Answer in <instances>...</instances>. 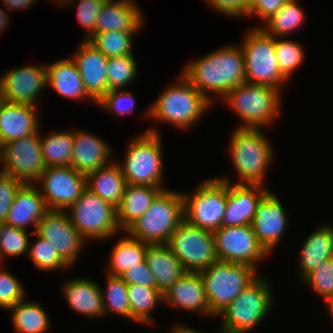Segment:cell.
Instances as JSON below:
<instances>
[{"instance_id":"obj_1","label":"cell","mask_w":333,"mask_h":333,"mask_svg":"<svg viewBox=\"0 0 333 333\" xmlns=\"http://www.w3.org/2000/svg\"><path fill=\"white\" fill-rule=\"evenodd\" d=\"M183 71V72H182ZM181 74L213 103L212 95L224 96L245 80V58L241 45H226L201 59L190 61Z\"/></svg>"},{"instance_id":"obj_2","label":"cell","mask_w":333,"mask_h":333,"mask_svg":"<svg viewBox=\"0 0 333 333\" xmlns=\"http://www.w3.org/2000/svg\"><path fill=\"white\" fill-rule=\"evenodd\" d=\"M178 83L169 85L150 109L147 116L150 119L172 123L181 129H189L205 112L211 108L209 101L197 88H195L182 74H179Z\"/></svg>"},{"instance_id":"obj_3","label":"cell","mask_w":333,"mask_h":333,"mask_svg":"<svg viewBox=\"0 0 333 333\" xmlns=\"http://www.w3.org/2000/svg\"><path fill=\"white\" fill-rule=\"evenodd\" d=\"M281 92L269 85L244 82L221 98L236 112L241 123L244 121L238 128L261 129L280 117Z\"/></svg>"},{"instance_id":"obj_4","label":"cell","mask_w":333,"mask_h":333,"mask_svg":"<svg viewBox=\"0 0 333 333\" xmlns=\"http://www.w3.org/2000/svg\"><path fill=\"white\" fill-rule=\"evenodd\" d=\"M169 190H163L125 233L148 244L167 243L184 220L183 193Z\"/></svg>"},{"instance_id":"obj_5","label":"cell","mask_w":333,"mask_h":333,"mask_svg":"<svg viewBox=\"0 0 333 333\" xmlns=\"http://www.w3.org/2000/svg\"><path fill=\"white\" fill-rule=\"evenodd\" d=\"M261 129L236 128L230 139V158L241 181L236 184L264 185L266 168L273 161L271 143Z\"/></svg>"},{"instance_id":"obj_6","label":"cell","mask_w":333,"mask_h":333,"mask_svg":"<svg viewBox=\"0 0 333 333\" xmlns=\"http://www.w3.org/2000/svg\"><path fill=\"white\" fill-rule=\"evenodd\" d=\"M156 129L150 128L130 141L124 163H119L127 184L163 186V148Z\"/></svg>"},{"instance_id":"obj_7","label":"cell","mask_w":333,"mask_h":333,"mask_svg":"<svg viewBox=\"0 0 333 333\" xmlns=\"http://www.w3.org/2000/svg\"><path fill=\"white\" fill-rule=\"evenodd\" d=\"M269 283L258 276L218 314L223 319L221 333H248L264 320L273 305Z\"/></svg>"},{"instance_id":"obj_8","label":"cell","mask_w":333,"mask_h":333,"mask_svg":"<svg viewBox=\"0 0 333 333\" xmlns=\"http://www.w3.org/2000/svg\"><path fill=\"white\" fill-rule=\"evenodd\" d=\"M205 286L210 316H217L253 282L256 268L242 263L217 261L199 272Z\"/></svg>"},{"instance_id":"obj_9","label":"cell","mask_w":333,"mask_h":333,"mask_svg":"<svg viewBox=\"0 0 333 333\" xmlns=\"http://www.w3.org/2000/svg\"><path fill=\"white\" fill-rule=\"evenodd\" d=\"M241 47L245 58L246 82L280 90L289 81L280 71L272 35L260 27H253L247 32Z\"/></svg>"},{"instance_id":"obj_10","label":"cell","mask_w":333,"mask_h":333,"mask_svg":"<svg viewBox=\"0 0 333 333\" xmlns=\"http://www.w3.org/2000/svg\"><path fill=\"white\" fill-rule=\"evenodd\" d=\"M68 209L72 224L86 241L108 240L121 231L117 223L116 207L87 187Z\"/></svg>"},{"instance_id":"obj_11","label":"cell","mask_w":333,"mask_h":333,"mask_svg":"<svg viewBox=\"0 0 333 333\" xmlns=\"http://www.w3.org/2000/svg\"><path fill=\"white\" fill-rule=\"evenodd\" d=\"M228 198V182L219 178L203 181L193 194L183 193L184 220L214 232L222 225Z\"/></svg>"},{"instance_id":"obj_12","label":"cell","mask_w":333,"mask_h":333,"mask_svg":"<svg viewBox=\"0 0 333 333\" xmlns=\"http://www.w3.org/2000/svg\"><path fill=\"white\" fill-rule=\"evenodd\" d=\"M167 244L186 272H201L218 261L213 232L185 220L171 234Z\"/></svg>"},{"instance_id":"obj_13","label":"cell","mask_w":333,"mask_h":333,"mask_svg":"<svg viewBox=\"0 0 333 333\" xmlns=\"http://www.w3.org/2000/svg\"><path fill=\"white\" fill-rule=\"evenodd\" d=\"M218 261L242 263L257 269L270 255L258 242L251 225L223 227L213 232Z\"/></svg>"},{"instance_id":"obj_14","label":"cell","mask_w":333,"mask_h":333,"mask_svg":"<svg viewBox=\"0 0 333 333\" xmlns=\"http://www.w3.org/2000/svg\"><path fill=\"white\" fill-rule=\"evenodd\" d=\"M39 133L1 145L4 174L11 175L24 184L38 180L46 168Z\"/></svg>"},{"instance_id":"obj_15","label":"cell","mask_w":333,"mask_h":333,"mask_svg":"<svg viewBox=\"0 0 333 333\" xmlns=\"http://www.w3.org/2000/svg\"><path fill=\"white\" fill-rule=\"evenodd\" d=\"M36 183L49 210H68L86 188V175L72 166L46 167Z\"/></svg>"},{"instance_id":"obj_16","label":"cell","mask_w":333,"mask_h":333,"mask_svg":"<svg viewBox=\"0 0 333 333\" xmlns=\"http://www.w3.org/2000/svg\"><path fill=\"white\" fill-rule=\"evenodd\" d=\"M36 233L46 239L70 266L86 243L66 210H49L39 221Z\"/></svg>"},{"instance_id":"obj_17","label":"cell","mask_w":333,"mask_h":333,"mask_svg":"<svg viewBox=\"0 0 333 333\" xmlns=\"http://www.w3.org/2000/svg\"><path fill=\"white\" fill-rule=\"evenodd\" d=\"M47 85L46 65H30L7 70L0 76V90L5 101L36 105L40 92Z\"/></svg>"},{"instance_id":"obj_18","label":"cell","mask_w":333,"mask_h":333,"mask_svg":"<svg viewBox=\"0 0 333 333\" xmlns=\"http://www.w3.org/2000/svg\"><path fill=\"white\" fill-rule=\"evenodd\" d=\"M217 178L228 182L227 205L221 226L251 225L258 203L270 191L268 187L259 184H231L226 177Z\"/></svg>"},{"instance_id":"obj_19","label":"cell","mask_w":333,"mask_h":333,"mask_svg":"<svg viewBox=\"0 0 333 333\" xmlns=\"http://www.w3.org/2000/svg\"><path fill=\"white\" fill-rule=\"evenodd\" d=\"M286 210L274 192L269 191L258 203L251 226L258 242L270 254L282 239L288 225Z\"/></svg>"},{"instance_id":"obj_20","label":"cell","mask_w":333,"mask_h":333,"mask_svg":"<svg viewBox=\"0 0 333 333\" xmlns=\"http://www.w3.org/2000/svg\"><path fill=\"white\" fill-rule=\"evenodd\" d=\"M73 55L72 60L78 68L87 93L98 102L109 91L108 58L88 40H82L77 52Z\"/></svg>"},{"instance_id":"obj_21","label":"cell","mask_w":333,"mask_h":333,"mask_svg":"<svg viewBox=\"0 0 333 333\" xmlns=\"http://www.w3.org/2000/svg\"><path fill=\"white\" fill-rule=\"evenodd\" d=\"M48 211L40 189L33 183L23 184L15 195L4 223L23 230L31 224L36 232L39 221Z\"/></svg>"},{"instance_id":"obj_22","label":"cell","mask_w":333,"mask_h":333,"mask_svg":"<svg viewBox=\"0 0 333 333\" xmlns=\"http://www.w3.org/2000/svg\"><path fill=\"white\" fill-rule=\"evenodd\" d=\"M135 0H106L97 15L95 34L108 31L138 32L143 15Z\"/></svg>"},{"instance_id":"obj_23","label":"cell","mask_w":333,"mask_h":333,"mask_svg":"<svg viewBox=\"0 0 333 333\" xmlns=\"http://www.w3.org/2000/svg\"><path fill=\"white\" fill-rule=\"evenodd\" d=\"M111 148L106 141L86 131H74L73 153L70 166L87 175L111 163Z\"/></svg>"},{"instance_id":"obj_24","label":"cell","mask_w":333,"mask_h":333,"mask_svg":"<svg viewBox=\"0 0 333 333\" xmlns=\"http://www.w3.org/2000/svg\"><path fill=\"white\" fill-rule=\"evenodd\" d=\"M38 106L5 101L0 108V145L40 132Z\"/></svg>"},{"instance_id":"obj_25","label":"cell","mask_w":333,"mask_h":333,"mask_svg":"<svg viewBox=\"0 0 333 333\" xmlns=\"http://www.w3.org/2000/svg\"><path fill=\"white\" fill-rule=\"evenodd\" d=\"M163 302L182 310L210 315L205 286L199 272H186L163 295Z\"/></svg>"},{"instance_id":"obj_26","label":"cell","mask_w":333,"mask_h":333,"mask_svg":"<svg viewBox=\"0 0 333 333\" xmlns=\"http://www.w3.org/2000/svg\"><path fill=\"white\" fill-rule=\"evenodd\" d=\"M145 260L162 295L186 273L167 243L148 244Z\"/></svg>"},{"instance_id":"obj_27","label":"cell","mask_w":333,"mask_h":333,"mask_svg":"<svg viewBox=\"0 0 333 333\" xmlns=\"http://www.w3.org/2000/svg\"><path fill=\"white\" fill-rule=\"evenodd\" d=\"M70 309L86 317H103L102 288L96 282L78 277L66 282L62 288Z\"/></svg>"},{"instance_id":"obj_28","label":"cell","mask_w":333,"mask_h":333,"mask_svg":"<svg viewBox=\"0 0 333 333\" xmlns=\"http://www.w3.org/2000/svg\"><path fill=\"white\" fill-rule=\"evenodd\" d=\"M47 85L62 97L71 100L89 99L94 104L97 102L87 93L80 73L72 58L62 59L52 64H46Z\"/></svg>"},{"instance_id":"obj_29","label":"cell","mask_w":333,"mask_h":333,"mask_svg":"<svg viewBox=\"0 0 333 333\" xmlns=\"http://www.w3.org/2000/svg\"><path fill=\"white\" fill-rule=\"evenodd\" d=\"M163 190H165L163 187L127 184L121 203L116 208L117 223L121 232L124 233L132 223L142 216Z\"/></svg>"},{"instance_id":"obj_30","label":"cell","mask_w":333,"mask_h":333,"mask_svg":"<svg viewBox=\"0 0 333 333\" xmlns=\"http://www.w3.org/2000/svg\"><path fill=\"white\" fill-rule=\"evenodd\" d=\"M126 185L119 163L113 161L86 175V187L116 208L121 203Z\"/></svg>"},{"instance_id":"obj_31","label":"cell","mask_w":333,"mask_h":333,"mask_svg":"<svg viewBox=\"0 0 333 333\" xmlns=\"http://www.w3.org/2000/svg\"><path fill=\"white\" fill-rule=\"evenodd\" d=\"M301 247L299 277L303 279L323 261L333 257V226L325 224L317 228Z\"/></svg>"},{"instance_id":"obj_32","label":"cell","mask_w":333,"mask_h":333,"mask_svg":"<svg viewBox=\"0 0 333 333\" xmlns=\"http://www.w3.org/2000/svg\"><path fill=\"white\" fill-rule=\"evenodd\" d=\"M148 243L131 236L123 237L112 249L107 274L121 276L127 269L138 265L145 259Z\"/></svg>"},{"instance_id":"obj_33","label":"cell","mask_w":333,"mask_h":333,"mask_svg":"<svg viewBox=\"0 0 333 333\" xmlns=\"http://www.w3.org/2000/svg\"><path fill=\"white\" fill-rule=\"evenodd\" d=\"M8 310L17 333H46L50 329L49 316L39 303L22 300Z\"/></svg>"},{"instance_id":"obj_34","label":"cell","mask_w":333,"mask_h":333,"mask_svg":"<svg viewBox=\"0 0 333 333\" xmlns=\"http://www.w3.org/2000/svg\"><path fill=\"white\" fill-rule=\"evenodd\" d=\"M45 137V138H44ZM40 135L42 156L46 167L70 166L73 153L74 131Z\"/></svg>"},{"instance_id":"obj_35","label":"cell","mask_w":333,"mask_h":333,"mask_svg":"<svg viewBox=\"0 0 333 333\" xmlns=\"http://www.w3.org/2000/svg\"><path fill=\"white\" fill-rule=\"evenodd\" d=\"M130 305V319L137 323L151 324V313L159 302H163V295L157 288H146L137 284L128 285Z\"/></svg>"},{"instance_id":"obj_36","label":"cell","mask_w":333,"mask_h":333,"mask_svg":"<svg viewBox=\"0 0 333 333\" xmlns=\"http://www.w3.org/2000/svg\"><path fill=\"white\" fill-rule=\"evenodd\" d=\"M297 0H289L281 9L259 26L265 33L273 37H286L293 31L299 30L304 22L303 9Z\"/></svg>"},{"instance_id":"obj_37","label":"cell","mask_w":333,"mask_h":333,"mask_svg":"<svg viewBox=\"0 0 333 333\" xmlns=\"http://www.w3.org/2000/svg\"><path fill=\"white\" fill-rule=\"evenodd\" d=\"M138 32L108 31L95 34L89 42L105 57L133 55L132 37Z\"/></svg>"},{"instance_id":"obj_38","label":"cell","mask_w":333,"mask_h":333,"mask_svg":"<svg viewBox=\"0 0 333 333\" xmlns=\"http://www.w3.org/2000/svg\"><path fill=\"white\" fill-rule=\"evenodd\" d=\"M107 289L101 290L104 303V316L114 312L130 319V305L128 298V285L120 276L107 274ZM108 311V313H107Z\"/></svg>"},{"instance_id":"obj_39","label":"cell","mask_w":333,"mask_h":333,"mask_svg":"<svg viewBox=\"0 0 333 333\" xmlns=\"http://www.w3.org/2000/svg\"><path fill=\"white\" fill-rule=\"evenodd\" d=\"M136 61L134 55L108 58L107 82L109 91L124 89L129 83L131 84L137 76Z\"/></svg>"},{"instance_id":"obj_40","label":"cell","mask_w":333,"mask_h":333,"mask_svg":"<svg viewBox=\"0 0 333 333\" xmlns=\"http://www.w3.org/2000/svg\"><path fill=\"white\" fill-rule=\"evenodd\" d=\"M34 234L37 240L33 244L30 243L29 253L27 254H29L35 267L44 272L71 267L46 239L38 235L35 231Z\"/></svg>"},{"instance_id":"obj_41","label":"cell","mask_w":333,"mask_h":333,"mask_svg":"<svg viewBox=\"0 0 333 333\" xmlns=\"http://www.w3.org/2000/svg\"><path fill=\"white\" fill-rule=\"evenodd\" d=\"M30 235H34V232L29 234L26 230L12 227L4 222L0 223V260L5 256L18 257L25 252L28 253Z\"/></svg>"},{"instance_id":"obj_42","label":"cell","mask_w":333,"mask_h":333,"mask_svg":"<svg viewBox=\"0 0 333 333\" xmlns=\"http://www.w3.org/2000/svg\"><path fill=\"white\" fill-rule=\"evenodd\" d=\"M274 37V47L281 73L289 80L293 71L301 66L304 60L303 47L292 40H278Z\"/></svg>"},{"instance_id":"obj_43","label":"cell","mask_w":333,"mask_h":333,"mask_svg":"<svg viewBox=\"0 0 333 333\" xmlns=\"http://www.w3.org/2000/svg\"><path fill=\"white\" fill-rule=\"evenodd\" d=\"M302 280L323 299L333 296V257L323 261Z\"/></svg>"},{"instance_id":"obj_44","label":"cell","mask_w":333,"mask_h":333,"mask_svg":"<svg viewBox=\"0 0 333 333\" xmlns=\"http://www.w3.org/2000/svg\"><path fill=\"white\" fill-rule=\"evenodd\" d=\"M25 288L12 273L0 265V308L9 309L17 302L25 300Z\"/></svg>"},{"instance_id":"obj_45","label":"cell","mask_w":333,"mask_h":333,"mask_svg":"<svg viewBox=\"0 0 333 333\" xmlns=\"http://www.w3.org/2000/svg\"><path fill=\"white\" fill-rule=\"evenodd\" d=\"M135 97L128 90L119 89L108 91L98 102L101 108L119 115L132 114L135 107Z\"/></svg>"},{"instance_id":"obj_46","label":"cell","mask_w":333,"mask_h":333,"mask_svg":"<svg viewBox=\"0 0 333 333\" xmlns=\"http://www.w3.org/2000/svg\"><path fill=\"white\" fill-rule=\"evenodd\" d=\"M77 1L73 0L70 3ZM106 0H79L77 6V19L81 25L87 28L88 33L84 40H90L95 35V23L98 13Z\"/></svg>"},{"instance_id":"obj_47","label":"cell","mask_w":333,"mask_h":333,"mask_svg":"<svg viewBox=\"0 0 333 333\" xmlns=\"http://www.w3.org/2000/svg\"><path fill=\"white\" fill-rule=\"evenodd\" d=\"M24 183L11 175L0 177V222H5L15 195Z\"/></svg>"},{"instance_id":"obj_48","label":"cell","mask_w":333,"mask_h":333,"mask_svg":"<svg viewBox=\"0 0 333 333\" xmlns=\"http://www.w3.org/2000/svg\"><path fill=\"white\" fill-rule=\"evenodd\" d=\"M120 277L127 285L137 284L146 288H156L154 276L145 259L138 265L127 269Z\"/></svg>"},{"instance_id":"obj_49","label":"cell","mask_w":333,"mask_h":333,"mask_svg":"<svg viewBox=\"0 0 333 333\" xmlns=\"http://www.w3.org/2000/svg\"><path fill=\"white\" fill-rule=\"evenodd\" d=\"M205 2L216 12L233 18L245 17L249 11L245 0H205Z\"/></svg>"},{"instance_id":"obj_50","label":"cell","mask_w":333,"mask_h":333,"mask_svg":"<svg viewBox=\"0 0 333 333\" xmlns=\"http://www.w3.org/2000/svg\"><path fill=\"white\" fill-rule=\"evenodd\" d=\"M289 0H256L249 8L247 17L259 16L263 21L277 13Z\"/></svg>"},{"instance_id":"obj_51","label":"cell","mask_w":333,"mask_h":333,"mask_svg":"<svg viewBox=\"0 0 333 333\" xmlns=\"http://www.w3.org/2000/svg\"><path fill=\"white\" fill-rule=\"evenodd\" d=\"M36 0H3L4 2V8L8 10V12L11 9H15L18 11L23 8L24 9H29V6L35 3Z\"/></svg>"},{"instance_id":"obj_52","label":"cell","mask_w":333,"mask_h":333,"mask_svg":"<svg viewBox=\"0 0 333 333\" xmlns=\"http://www.w3.org/2000/svg\"><path fill=\"white\" fill-rule=\"evenodd\" d=\"M8 10H5L3 8H0V33H2L6 26L9 23V12H7Z\"/></svg>"},{"instance_id":"obj_53","label":"cell","mask_w":333,"mask_h":333,"mask_svg":"<svg viewBox=\"0 0 333 333\" xmlns=\"http://www.w3.org/2000/svg\"><path fill=\"white\" fill-rule=\"evenodd\" d=\"M170 333H199L197 330L190 329L189 327H186V325L182 326L181 324L175 325L173 330L171 329ZM201 333V332H200ZM221 333V332H218Z\"/></svg>"},{"instance_id":"obj_54","label":"cell","mask_w":333,"mask_h":333,"mask_svg":"<svg viewBox=\"0 0 333 333\" xmlns=\"http://www.w3.org/2000/svg\"><path fill=\"white\" fill-rule=\"evenodd\" d=\"M324 301L328 304L327 307H329L328 309H329V311L331 313L330 315L333 318V296L324 298Z\"/></svg>"},{"instance_id":"obj_55","label":"cell","mask_w":333,"mask_h":333,"mask_svg":"<svg viewBox=\"0 0 333 333\" xmlns=\"http://www.w3.org/2000/svg\"><path fill=\"white\" fill-rule=\"evenodd\" d=\"M69 1H73V0H55L56 3L58 2L57 4H59V6L66 5V4L68 5Z\"/></svg>"},{"instance_id":"obj_56","label":"cell","mask_w":333,"mask_h":333,"mask_svg":"<svg viewBox=\"0 0 333 333\" xmlns=\"http://www.w3.org/2000/svg\"><path fill=\"white\" fill-rule=\"evenodd\" d=\"M0 163H3V159H2V149H1V145H0ZM1 166V165H0ZM4 174L3 169H1L0 171V177Z\"/></svg>"},{"instance_id":"obj_57","label":"cell","mask_w":333,"mask_h":333,"mask_svg":"<svg viewBox=\"0 0 333 333\" xmlns=\"http://www.w3.org/2000/svg\"><path fill=\"white\" fill-rule=\"evenodd\" d=\"M256 0H245V4L250 8Z\"/></svg>"},{"instance_id":"obj_58","label":"cell","mask_w":333,"mask_h":333,"mask_svg":"<svg viewBox=\"0 0 333 333\" xmlns=\"http://www.w3.org/2000/svg\"><path fill=\"white\" fill-rule=\"evenodd\" d=\"M5 102L4 96L2 95V92L0 90V108L3 105V103Z\"/></svg>"}]
</instances>
